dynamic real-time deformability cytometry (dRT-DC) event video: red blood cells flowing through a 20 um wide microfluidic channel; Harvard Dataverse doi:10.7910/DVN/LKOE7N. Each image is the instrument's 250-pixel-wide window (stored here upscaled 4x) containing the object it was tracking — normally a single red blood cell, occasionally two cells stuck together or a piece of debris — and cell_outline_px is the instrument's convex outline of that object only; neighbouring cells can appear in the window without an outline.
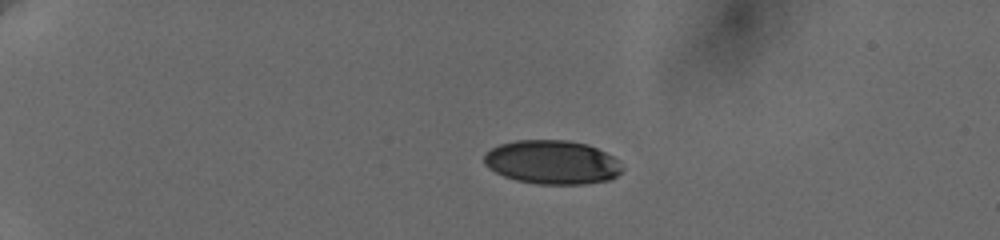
{"species": "human", "species_latin": "Homo sapiens", "temperature_condition": "cold", "stored_images_in_passage": 29, "camera_frame_rate_fps": 3000, "um_per_image_px": 0.085, "donor": {"sex": "female"}, "frame": {"image": 1, "passage_image": 1, "time_ms": 0.0, "image_size_px": [1000, 240], "cell_outline_px": [[624, 168], [616, 176], [608, 180], [584, 184], [536, 184], [516, 180], [504, 176], [488, 168], [484, 164], [484, 152], [500, 144], [516, 140], [568, 140], [588, 144], [620, 160]], "centroid_in_image_um": [46.93, 13.79], "position_along_channel_um": 38.1, "area_um2": 35.49}}
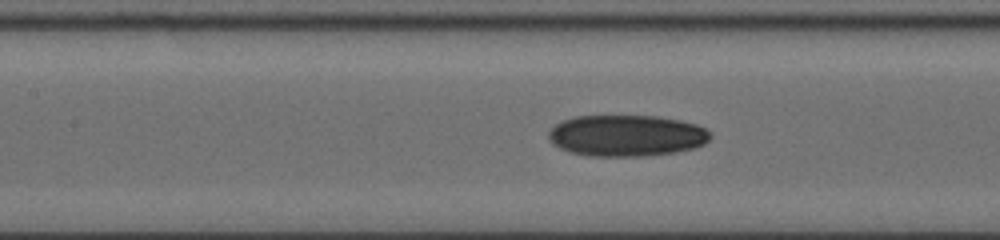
{"frame": {"image": 2, "passage_image": 17, "time_ms": 5.333, "image_size_px": [1000, 240], "cell_outline_px": [[712, 136], [704, 144], [696, 148], [676, 152], [644, 156], [588, 156], [572, 152], [560, 148], [552, 144], [548, 136], [548, 132], [556, 124], [564, 120], [576, 116], [656, 116], [680, 120], [696, 124], [712, 132]], "centroid_in_image_um": [53.28, 11.53], "position_along_channel_um": 154.1, "area_um2": 39.13}}
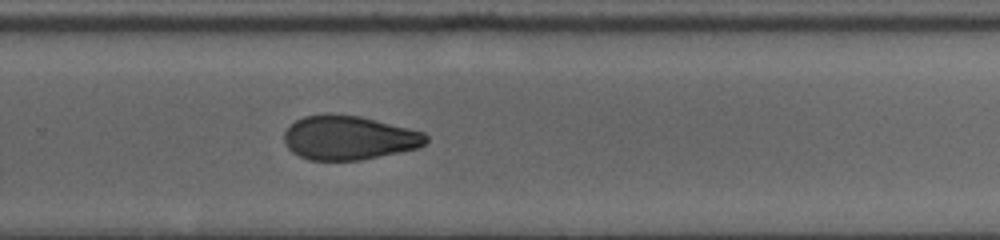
{"frame": {"image": 3, "passage_image": 29, "time_ms": 9.333, "image_size_px": [1000, 240], "cell_outline_px": [[428, 140], [424, 144], [416, 148], [360, 160], [308, 160], [292, 152], [288, 148], [284, 140], [284, 132], [296, 120], [304, 116], [328, 112], [332, 112], [360, 116], [424, 132], [428, 136]], "centroid_in_image_um": [29.62, 11.69], "position_along_channel_um": 300.2, "area_um2": 36.47}}